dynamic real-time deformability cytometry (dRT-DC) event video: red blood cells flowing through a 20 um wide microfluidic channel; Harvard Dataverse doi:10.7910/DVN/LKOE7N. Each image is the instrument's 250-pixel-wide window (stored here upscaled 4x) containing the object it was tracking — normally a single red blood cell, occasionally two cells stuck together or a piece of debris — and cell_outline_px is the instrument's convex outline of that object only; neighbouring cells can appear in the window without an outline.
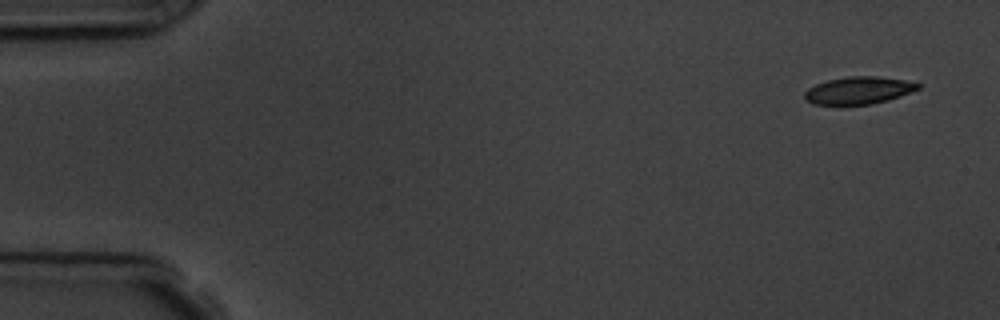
{"species": "common noctule bat (a hibernating species)", "species_latin": "Nyctalus noctula", "temperature_condition": "room temperature", "stored_images_in_passage": 4, "camera_frame_rate_fps": 3000, "um_per_image_px": 0.085, "animal": {"sex": "male", "body_mass_g": 19.5, "forearm_length_mm": 54.6}, "frame": {"image": 1, "passage_image": 1, "time_ms": 0.0, "image_size_px": [1000, 320], "cell_outline_px": [[920, 88], [900, 96], [888, 100], [872, 104], [812, 104], [804, 100], [804, 92], [808, 88], [816, 84], [828, 80], [848, 76], [876, 76], [904, 80], [920, 84]], "centroid_in_image_um": [72.95, 7.68], "position_along_channel_um": 12.1, "area_um2": 17.98}}